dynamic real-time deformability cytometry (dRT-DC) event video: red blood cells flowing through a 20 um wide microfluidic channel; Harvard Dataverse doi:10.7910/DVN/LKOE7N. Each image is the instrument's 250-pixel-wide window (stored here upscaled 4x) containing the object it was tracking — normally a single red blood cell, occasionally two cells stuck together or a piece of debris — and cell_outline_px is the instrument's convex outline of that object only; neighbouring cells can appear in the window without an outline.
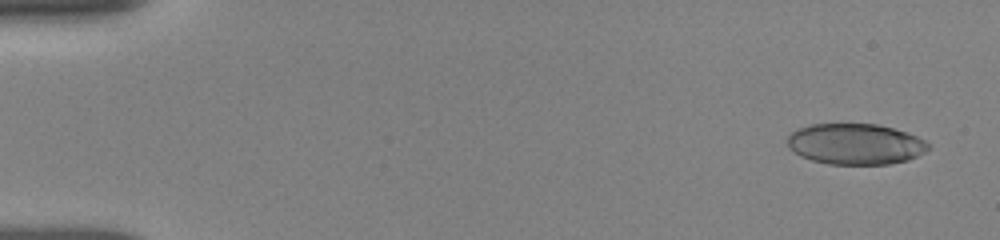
{"species": "human", "species_latin": "Homo sapiens", "temperature_condition": "room temperature", "stored_images_in_passage": 9, "camera_frame_rate_fps": 3000, "um_per_image_px": 0.085, "donor": {"sex": "female"}, "frame": {"image": 1, "passage_image": 1, "time_ms": 0.0, "image_size_px": [1000, 240], "cell_outline_px": [[932, 148], [908, 160], [888, 164], [828, 164], [812, 160], [800, 156], [788, 148], [788, 136], [792, 132], [800, 128], [812, 124], [876, 124], [908, 132], [924, 140]], "centroid_in_image_um": [72.71, 12.25], "position_along_channel_um": 12.3, "area_um2": 33.52}}
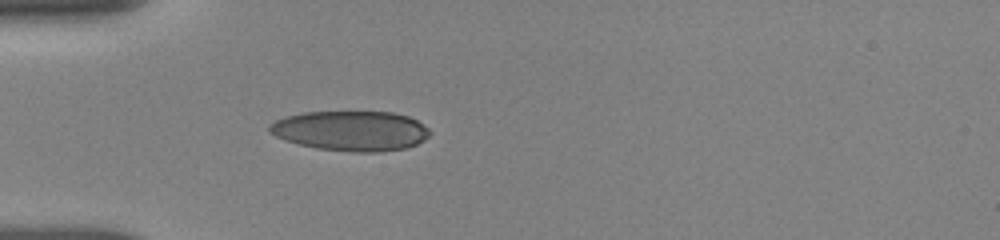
{"frame": {"image": 2, "passage_image": 7, "time_ms": 4.333, "image_size_px": [1000, 240], "cell_outline_px": [[432, 132], [424, 140], [408, 148], [380, 152], [356, 152], [316, 148], [300, 144], [276, 136], [268, 132], [268, 124], [276, 120], [288, 116], [304, 112], [392, 112], [408, 116], [424, 124]], "centroid_in_image_um": [29.86, 11.12], "position_along_channel_um": 55.1, "area_um2": 37.34}}
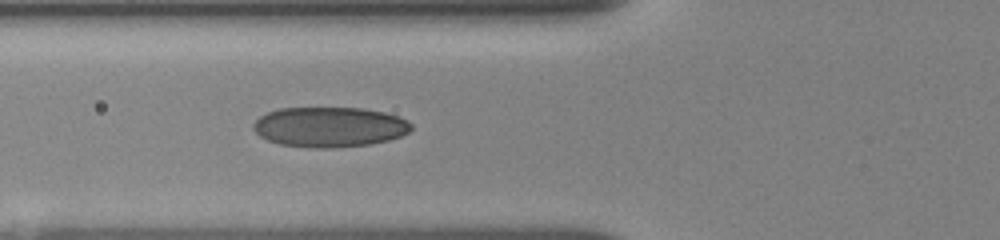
{"frame": {"image": 3, "passage_image": 9, "time_ms": 5.667, "image_size_px": [1000, 240], "cell_outline_px": [[412, 128], [408, 132], [400, 136], [388, 140], [368, 144], [328, 148], [316, 148], [280, 144], [268, 140], [260, 136], [252, 128], [252, 124], [260, 116], [268, 112], [280, 108], [364, 108], [384, 112], [408, 120], [412, 124]], "centroid_in_image_um": [28.0, 10.78], "position_along_channel_um": 97.8, "area_um2": 36.76}}